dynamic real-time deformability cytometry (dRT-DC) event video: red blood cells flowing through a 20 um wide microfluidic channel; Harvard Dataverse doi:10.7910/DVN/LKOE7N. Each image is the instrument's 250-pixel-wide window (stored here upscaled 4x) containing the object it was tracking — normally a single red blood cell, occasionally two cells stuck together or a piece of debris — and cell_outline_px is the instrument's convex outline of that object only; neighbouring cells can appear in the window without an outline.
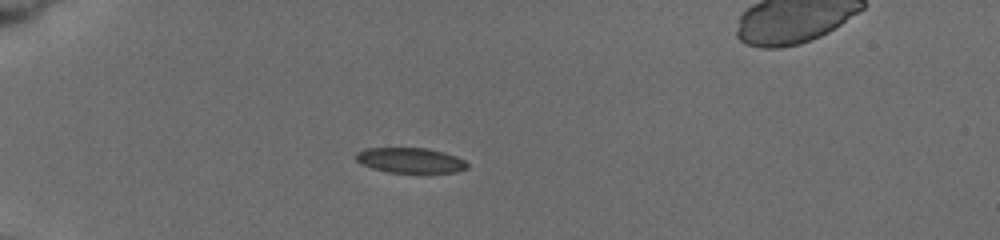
{"species": "common noctule bat (a hibernating species)", "species_latin": "Nyctalus noctula", "temperature_condition": "cold", "stored_images_in_passage": 6, "camera_frame_rate_fps": 3000, "um_per_image_px": 0.085, "animal": {"sex": "female", "body_mass_g": 19.5, "forearm_length_mm": 54.1}, "frame": {"image": 1, "passage_image": 5, "time_ms": 3.667, "image_size_px": [1000, 240], "cell_outline_px": [[468, 168], [456, 172], [428, 176], [388, 172], [372, 168], [360, 164], [356, 160], [356, 152], [368, 148], [428, 148], [444, 152], [456, 156], [464, 160], [468, 164]], "centroid_in_image_um": [34.94, 13.68], "position_along_channel_um": 50.1, "area_um2": 17.28}}